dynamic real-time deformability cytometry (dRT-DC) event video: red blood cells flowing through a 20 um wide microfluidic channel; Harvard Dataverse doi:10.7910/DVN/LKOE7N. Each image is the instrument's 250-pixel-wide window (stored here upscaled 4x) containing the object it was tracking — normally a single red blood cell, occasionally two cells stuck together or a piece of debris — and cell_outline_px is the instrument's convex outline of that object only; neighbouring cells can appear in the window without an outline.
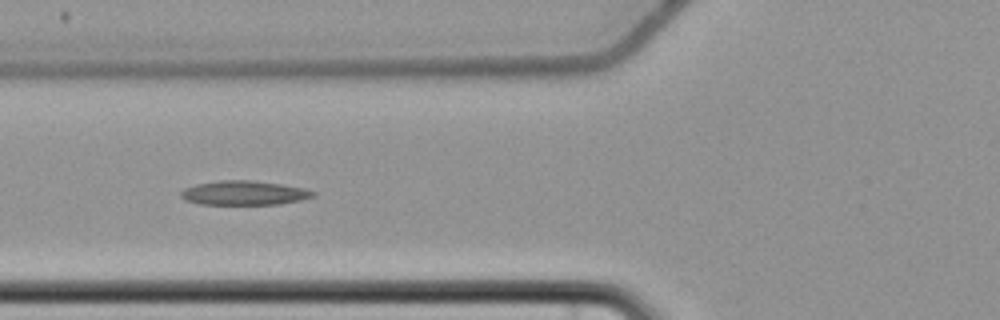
{"species": "common noctule bat (a hibernating species)", "species_latin": "Nyctalus noctula", "temperature_condition": "cold", "stored_images_in_passage": 8, "camera_frame_rate_fps": 3000, "um_per_image_px": 0.085, "animal": {"sex": "female", "body_mass_g": 22.7, "forearm_length_mm": 54.2}, "frame": {"image": 1, "passage_image": 5, "time_ms": 5.667, "image_size_px": [1000, 320], "cell_outline_px": [[316, 196], [304, 200], [280, 204], [200, 204], [184, 200], [180, 196], [180, 192], [184, 188], [196, 184], [220, 180], [252, 180], [280, 184], [304, 188], [316, 192]], "centroid_in_image_um": [20.77, 16.4], "position_along_channel_um": 105.0, "area_um2": 18.84}}
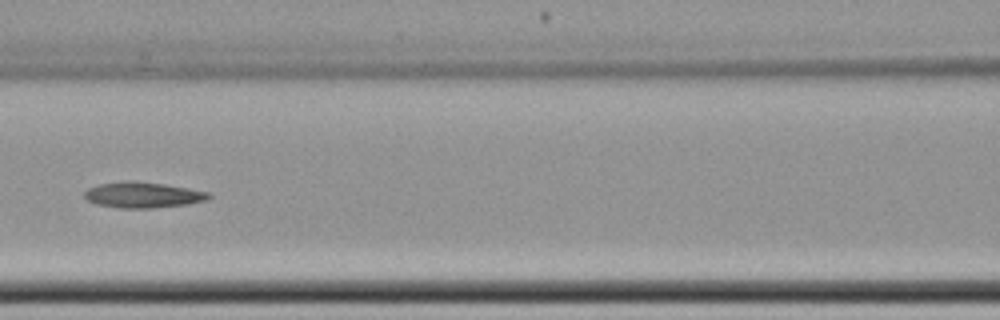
{"frame": {"image": 2, "passage_image": 6, "time_ms": 7.0, "image_size_px": [1000, 320], "cell_outline_px": [[212, 196], [208, 200], [188, 204], [152, 208], [120, 208], [96, 204], [88, 200], [84, 196], [84, 192], [88, 188], [100, 184], [124, 180], [132, 180], [164, 184], [188, 188], [208, 192]], "centroid_in_image_um": [12.15, 16.56], "position_along_channel_um": 154.5, "area_um2": 18.73}}
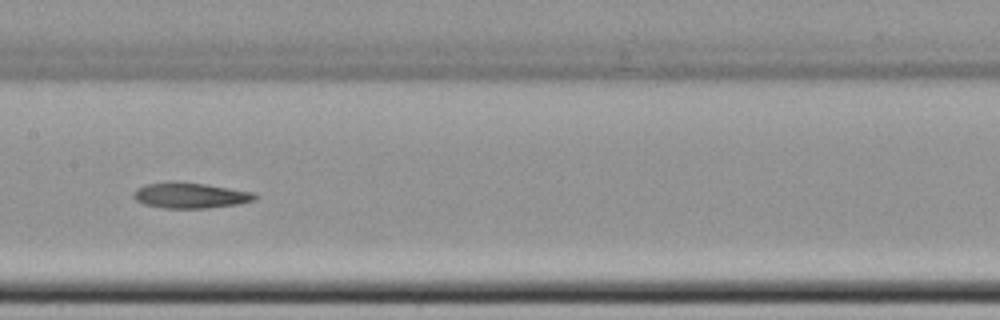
{"frame": {"image": 3, "passage_image": 7, "time_ms": 8.0, "image_size_px": [1000, 320], "cell_outline_px": [[260, 196], [256, 200], [240, 204], [208, 208], [164, 208], [144, 204], [136, 200], [132, 196], [132, 192], [136, 188], [144, 184], [172, 180], [176, 180], [204, 184], [252, 192]], "centroid_in_image_um": [16.14, 16.6], "position_along_channel_um": 191.3, "area_um2": 18.5}}